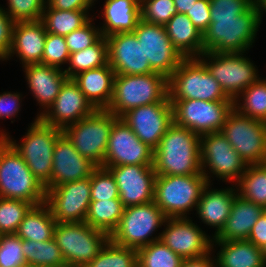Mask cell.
<instances>
[{
  "label": "cell",
  "mask_w": 266,
  "mask_h": 267,
  "mask_svg": "<svg viewBox=\"0 0 266 267\" xmlns=\"http://www.w3.org/2000/svg\"><path fill=\"white\" fill-rule=\"evenodd\" d=\"M168 97L170 101H233L197 58L184 59L168 78Z\"/></svg>",
  "instance_id": "cell-6"
},
{
  "label": "cell",
  "mask_w": 266,
  "mask_h": 267,
  "mask_svg": "<svg viewBox=\"0 0 266 267\" xmlns=\"http://www.w3.org/2000/svg\"><path fill=\"white\" fill-rule=\"evenodd\" d=\"M165 220L166 216L154 201L125 207L119 225L111 233L110 239L118 245L138 250L160 240V235L152 237V234L164 225Z\"/></svg>",
  "instance_id": "cell-10"
},
{
  "label": "cell",
  "mask_w": 266,
  "mask_h": 267,
  "mask_svg": "<svg viewBox=\"0 0 266 267\" xmlns=\"http://www.w3.org/2000/svg\"><path fill=\"white\" fill-rule=\"evenodd\" d=\"M194 26L203 34L210 24V0H198L185 13Z\"/></svg>",
  "instance_id": "cell-50"
},
{
  "label": "cell",
  "mask_w": 266,
  "mask_h": 267,
  "mask_svg": "<svg viewBox=\"0 0 266 267\" xmlns=\"http://www.w3.org/2000/svg\"><path fill=\"white\" fill-rule=\"evenodd\" d=\"M22 251L26 264L36 267H58L66 264L56 240L33 241L22 239Z\"/></svg>",
  "instance_id": "cell-36"
},
{
  "label": "cell",
  "mask_w": 266,
  "mask_h": 267,
  "mask_svg": "<svg viewBox=\"0 0 266 267\" xmlns=\"http://www.w3.org/2000/svg\"><path fill=\"white\" fill-rule=\"evenodd\" d=\"M264 212V207L244 200L237 194L234 197L231 212L225 226L212 240H247L253 225Z\"/></svg>",
  "instance_id": "cell-28"
},
{
  "label": "cell",
  "mask_w": 266,
  "mask_h": 267,
  "mask_svg": "<svg viewBox=\"0 0 266 267\" xmlns=\"http://www.w3.org/2000/svg\"><path fill=\"white\" fill-rule=\"evenodd\" d=\"M47 3L57 10H90L96 0H46Z\"/></svg>",
  "instance_id": "cell-52"
},
{
  "label": "cell",
  "mask_w": 266,
  "mask_h": 267,
  "mask_svg": "<svg viewBox=\"0 0 266 267\" xmlns=\"http://www.w3.org/2000/svg\"><path fill=\"white\" fill-rule=\"evenodd\" d=\"M250 242L259 248H263L266 244V211L259 217L253 225L251 233L248 237Z\"/></svg>",
  "instance_id": "cell-53"
},
{
  "label": "cell",
  "mask_w": 266,
  "mask_h": 267,
  "mask_svg": "<svg viewBox=\"0 0 266 267\" xmlns=\"http://www.w3.org/2000/svg\"><path fill=\"white\" fill-rule=\"evenodd\" d=\"M262 165L266 168V161L264 163H262Z\"/></svg>",
  "instance_id": "cell-61"
},
{
  "label": "cell",
  "mask_w": 266,
  "mask_h": 267,
  "mask_svg": "<svg viewBox=\"0 0 266 267\" xmlns=\"http://www.w3.org/2000/svg\"><path fill=\"white\" fill-rule=\"evenodd\" d=\"M52 160V173L44 185L45 189L86 179L97 167L88 158L81 156L63 133L56 140Z\"/></svg>",
  "instance_id": "cell-23"
},
{
  "label": "cell",
  "mask_w": 266,
  "mask_h": 267,
  "mask_svg": "<svg viewBox=\"0 0 266 267\" xmlns=\"http://www.w3.org/2000/svg\"><path fill=\"white\" fill-rule=\"evenodd\" d=\"M156 175H198L202 173L200 135L173 123L154 150Z\"/></svg>",
  "instance_id": "cell-1"
},
{
  "label": "cell",
  "mask_w": 266,
  "mask_h": 267,
  "mask_svg": "<svg viewBox=\"0 0 266 267\" xmlns=\"http://www.w3.org/2000/svg\"><path fill=\"white\" fill-rule=\"evenodd\" d=\"M200 154L202 174L208 183L215 175L219 180L236 184L248 166L220 131L200 136Z\"/></svg>",
  "instance_id": "cell-13"
},
{
  "label": "cell",
  "mask_w": 266,
  "mask_h": 267,
  "mask_svg": "<svg viewBox=\"0 0 266 267\" xmlns=\"http://www.w3.org/2000/svg\"><path fill=\"white\" fill-rule=\"evenodd\" d=\"M54 239L66 264L86 266L99 254L110 235L86 222H56Z\"/></svg>",
  "instance_id": "cell-11"
},
{
  "label": "cell",
  "mask_w": 266,
  "mask_h": 267,
  "mask_svg": "<svg viewBox=\"0 0 266 267\" xmlns=\"http://www.w3.org/2000/svg\"><path fill=\"white\" fill-rule=\"evenodd\" d=\"M233 108L239 114L266 122V79L259 78L241 92L233 101Z\"/></svg>",
  "instance_id": "cell-37"
},
{
  "label": "cell",
  "mask_w": 266,
  "mask_h": 267,
  "mask_svg": "<svg viewBox=\"0 0 266 267\" xmlns=\"http://www.w3.org/2000/svg\"><path fill=\"white\" fill-rule=\"evenodd\" d=\"M102 36L133 32L141 19L140 4L135 0H106L103 6Z\"/></svg>",
  "instance_id": "cell-31"
},
{
  "label": "cell",
  "mask_w": 266,
  "mask_h": 267,
  "mask_svg": "<svg viewBox=\"0 0 266 267\" xmlns=\"http://www.w3.org/2000/svg\"><path fill=\"white\" fill-rule=\"evenodd\" d=\"M24 69L31 94L44 109L37 114L39 118L53 104L68 77L63 69L41 63L24 66Z\"/></svg>",
  "instance_id": "cell-25"
},
{
  "label": "cell",
  "mask_w": 266,
  "mask_h": 267,
  "mask_svg": "<svg viewBox=\"0 0 266 267\" xmlns=\"http://www.w3.org/2000/svg\"><path fill=\"white\" fill-rule=\"evenodd\" d=\"M157 102H170L168 79L160 73L116 74L113 96L106 110L121 118L131 109Z\"/></svg>",
  "instance_id": "cell-4"
},
{
  "label": "cell",
  "mask_w": 266,
  "mask_h": 267,
  "mask_svg": "<svg viewBox=\"0 0 266 267\" xmlns=\"http://www.w3.org/2000/svg\"><path fill=\"white\" fill-rule=\"evenodd\" d=\"M174 123L198 135L221 131L233 101L178 100L170 101Z\"/></svg>",
  "instance_id": "cell-14"
},
{
  "label": "cell",
  "mask_w": 266,
  "mask_h": 267,
  "mask_svg": "<svg viewBox=\"0 0 266 267\" xmlns=\"http://www.w3.org/2000/svg\"><path fill=\"white\" fill-rule=\"evenodd\" d=\"M208 184L204 175H156L154 203L166 218H187Z\"/></svg>",
  "instance_id": "cell-5"
},
{
  "label": "cell",
  "mask_w": 266,
  "mask_h": 267,
  "mask_svg": "<svg viewBox=\"0 0 266 267\" xmlns=\"http://www.w3.org/2000/svg\"><path fill=\"white\" fill-rule=\"evenodd\" d=\"M55 227L54 216L44 202L29 209L15 234L23 240L48 241L54 238Z\"/></svg>",
  "instance_id": "cell-32"
},
{
  "label": "cell",
  "mask_w": 266,
  "mask_h": 267,
  "mask_svg": "<svg viewBox=\"0 0 266 267\" xmlns=\"http://www.w3.org/2000/svg\"><path fill=\"white\" fill-rule=\"evenodd\" d=\"M95 110L74 80L68 78L53 104L39 119L45 124L63 130L66 126L91 115Z\"/></svg>",
  "instance_id": "cell-21"
},
{
  "label": "cell",
  "mask_w": 266,
  "mask_h": 267,
  "mask_svg": "<svg viewBox=\"0 0 266 267\" xmlns=\"http://www.w3.org/2000/svg\"><path fill=\"white\" fill-rule=\"evenodd\" d=\"M22 239L16 234L0 235V267H24Z\"/></svg>",
  "instance_id": "cell-45"
},
{
  "label": "cell",
  "mask_w": 266,
  "mask_h": 267,
  "mask_svg": "<svg viewBox=\"0 0 266 267\" xmlns=\"http://www.w3.org/2000/svg\"><path fill=\"white\" fill-rule=\"evenodd\" d=\"M137 1L139 4H141L144 0H135Z\"/></svg>",
  "instance_id": "cell-59"
},
{
  "label": "cell",
  "mask_w": 266,
  "mask_h": 267,
  "mask_svg": "<svg viewBox=\"0 0 266 267\" xmlns=\"http://www.w3.org/2000/svg\"><path fill=\"white\" fill-rule=\"evenodd\" d=\"M21 94L18 92H3L0 94V119L2 118H10L13 117L19 113L21 110Z\"/></svg>",
  "instance_id": "cell-51"
},
{
  "label": "cell",
  "mask_w": 266,
  "mask_h": 267,
  "mask_svg": "<svg viewBox=\"0 0 266 267\" xmlns=\"http://www.w3.org/2000/svg\"><path fill=\"white\" fill-rule=\"evenodd\" d=\"M104 168L113 175L124 207L154 201L156 173L153 166L121 165Z\"/></svg>",
  "instance_id": "cell-20"
},
{
  "label": "cell",
  "mask_w": 266,
  "mask_h": 267,
  "mask_svg": "<svg viewBox=\"0 0 266 267\" xmlns=\"http://www.w3.org/2000/svg\"><path fill=\"white\" fill-rule=\"evenodd\" d=\"M154 150L140 141L133 130L118 118L110 131L102 167L121 165L153 166Z\"/></svg>",
  "instance_id": "cell-17"
},
{
  "label": "cell",
  "mask_w": 266,
  "mask_h": 267,
  "mask_svg": "<svg viewBox=\"0 0 266 267\" xmlns=\"http://www.w3.org/2000/svg\"><path fill=\"white\" fill-rule=\"evenodd\" d=\"M124 208L120 199L91 201L85 222L111 235L119 225Z\"/></svg>",
  "instance_id": "cell-34"
},
{
  "label": "cell",
  "mask_w": 266,
  "mask_h": 267,
  "mask_svg": "<svg viewBox=\"0 0 266 267\" xmlns=\"http://www.w3.org/2000/svg\"><path fill=\"white\" fill-rule=\"evenodd\" d=\"M212 184L208 183L200 196L197 203L196 211L199 218L204 224L215 228L214 238L217 236L226 224L234 197L237 195V189L229 187L222 189H213ZM210 187V188H209ZM212 188V189H211Z\"/></svg>",
  "instance_id": "cell-26"
},
{
  "label": "cell",
  "mask_w": 266,
  "mask_h": 267,
  "mask_svg": "<svg viewBox=\"0 0 266 267\" xmlns=\"http://www.w3.org/2000/svg\"><path fill=\"white\" fill-rule=\"evenodd\" d=\"M198 0H174L177 13L185 14Z\"/></svg>",
  "instance_id": "cell-55"
},
{
  "label": "cell",
  "mask_w": 266,
  "mask_h": 267,
  "mask_svg": "<svg viewBox=\"0 0 266 267\" xmlns=\"http://www.w3.org/2000/svg\"><path fill=\"white\" fill-rule=\"evenodd\" d=\"M115 75L107 64L81 72L72 79L95 109H107L113 96Z\"/></svg>",
  "instance_id": "cell-27"
},
{
  "label": "cell",
  "mask_w": 266,
  "mask_h": 267,
  "mask_svg": "<svg viewBox=\"0 0 266 267\" xmlns=\"http://www.w3.org/2000/svg\"><path fill=\"white\" fill-rule=\"evenodd\" d=\"M121 119L135 135L155 150L163 135L174 123L171 102H157L139 106L126 112Z\"/></svg>",
  "instance_id": "cell-18"
},
{
  "label": "cell",
  "mask_w": 266,
  "mask_h": 267,
  "mask_svg": "<svg viewBox=\"0 0 266 267\" xmlns=\"http://www.w3.org/2000/svg\"><path fill=\"white\" fill-rule=\"evenodd\" d=\"M262 252H263L264 257H265V259H266V244H265V246L262 248Z\"/></svg>",
  "instance_id": "cell-58"
},
{
  "label": "cell",
  "mask_w": 266,
  "mask_h": 267,
  "mask_svg": "<svg viewBox=\"0 0 266 267\" xmlns=\"http://www.w3.org/2000/svg\"><path fill=\"white\" fill-rule=\"evenodd\" d=\"M58 267H85V266H80V265H75V264H64Z\"/></svg>",
  "instance_id": "cell-57"
},
{
  "label": "cell",
  "mask_w": 266,
  "mask_h": 267,
  "mask_svg": "<svg viewBox=\"0 0 266 267\" xmlns=\"http://www.w3.org/2000/svg\"><path fill=\"white\" fill-rule=\"evenodd\" d=\"M92 22L93 18L82 27L64 36L70 54L92 46L102 37L100 28L98 26L96 28Z\"/></svg>",
  "instance_id": "cell-47"
},
{
  "label": "cell",
  "mask_w": 266,
  "mask_h": 267,
  "mask_svg": "<svg viewBox=\"0 0 266 267\" xmlns=\"http://www.w3.org/2000/svg\"><path fill=\"white\" fill-rule=\"evenodd\" d=\"M62 130L35 118L22 142L8 138V143L24 159L32 174L44 186L51 177L53 151Z\"/></svg>",
  "instance_id": "cell-7"
},
{
  "label": "cell",
  "mask_w": 266,
  "mask_h": 267,
  "mask_svg": "<svg viewBox=\"0 0 266 267\" xmlns=\"http://www.w3.org/2000/svg\"><path fill=\"white\" fill-rule=\"evenodd\" d=\"M117 119L106 109H96L91 115L66 126L62 133L81 156L96 166H103L110 131Z\"/></svg>",
  "instance_id": "cell-8"
},
{
  "label": "cell",
  "mask_w": 266,
  "mask_h": 267,
  "mask_svg": "<svg viewBox=\"0 0 266 267\" xmlns=\"http://www.w3.org/2000/svg\"><path fill=\"white\" fill-rule=\"evenodd\" d=\"M88 14V10H57L46 2L41 21L48 33L66 36L85 25L91 19Z\"/></svg>",
  "instance_id": "cell-33"
},
{
  "label": "cell",
  "mask_w": 266,
  "mask_h": 267,
  "mask_svg": "<svg viewBox=\"0 0 266 267\" xmlns=\"http://www.w3.org/2000/svg\"><path fill=\"white\" fill-rule=\"evenodd\" d=\"M8 8H4L8 16L16 22L41 20L46 0H7Z\"/></svg>",
  "instance_id": "cell-43"
},
{
  "label": "cell",
  "mask_w": 266,
  "mask_h": 267,
  "mask_svg": "<svg viewBox=\"0 0 266 267\" xmlns=\"http://www.w3.org/2000/svg\"><path fill=\"white\" fill-rule=\"evenodd\" d=\"M108 64V43L106 37L102 36L95 44L83 50L71 53L68 67L63 69L68 78Z\"/></svg>",
  "instance_id": "cell-35"
},
{
  "label": "cell",
  "mask_w": 266,
  "mask_h": 267,
  "mask_svg": "<svg viewBox=\"0 0 266 267\" xmlns=\"http://www.w3.org/2000/svg\"><path fill=\"white\" fill-rule=\"evenodd\" d=\"M213 245L220 246L215 259L216 267H266L262 249L249 240H212L211 251L214 250Z\"/></svg>",
  "instance_id": "cell-29"
},
{
  "label": "cell",
  "mask_w": 266,
  "mask_h": 267,
  "mask_svg": "<svg viewBox=\"0 0 266 267\" xmlns=\"http://www.w3.org/2000/svg\"><path fill=\"white\" fill-rule=\"evenodd\" d=\"M255 3L258 6L259 18L262 22L263 12L266 13V0H255Z\"/></svg>",
  "instance_id": "cell-56"
},
{
  "label": "cell",
  "mask_w": 266,
  "mask_h": 267,
  "mask_svg": "<svg viewBox=\"0 0 266 267\" xmlns=\"http://www.w3.org/2000/svg\"><path fill=\"white\" fill-rule=\"evenodd\" d=\"M140 13L141 19L148 23L165 25L177 11L174 0H144Z\"/></svg>",
  "instance_id": "cell-44"
},
{
  "label": "cell",
  "mask_w": 266,
  "mask_h": 267,
  "mask_svg": "<svg viewBox=\"0 0 266 267\" xmlns=\"http://www.w3.org/2000/svg\"><path fill=\"white\" fill-rule=\"evenodd\" d=\"M220 132L247 165L266 161V122L239 114L233 108Z\"/></svg>",
  "instance_id": "cell-12"
},
{
  "label": "cell",
  "mask_w": 266,
  "mask_h": 267,
  "mask_svg": "<svg viewBox=\"0 0 266 267\" xmlns=\"http://www.w3.org/2000/svg\"><path fill=\"white\" fill-rule=\"evenodd\" d=\"M91 201L119 199L118 186L111 172L97 166L91 173Z\"/></svg>",
  "instance_id": "cell-42"
},
{
  "label": "cell",
  "mask_w": 266,
  "mask_h": 267,
  "mask_svg": "<svg viewBox=\"0 0 266 267\" xmlns=\"http://www.w3.org/2000/svg\"><path fill=\"white\" fill-rule=\"evenodd\" d=\"M70 52L64 36L47 32L44 44L42 64L62 69L61 65L69 61Z\"/></svg>",
  "instance_id": "cell-46"
},
{
  "label": "cell",
  "mask_w": 266,
  "mask_h": 267,
  "mask_svg": "<svg viewBox=\"0 0 266 267\" xmlns=\"http://www.w3.org/2000/svg\"><path fill=\"white\" fill-rule=\"evenodd\" d=\"M108 64L115 74L144 75L154 73L145 59L142 45L133 32L114 33L106 37Z\"/></svg>",
  "instance_id": "cell-22"
},
{
  "label": "cell",
  "mask_w": 266,
  "mask_h": 267,
  "mask_svg": "<svg viewBox=\"0 0 266 267\" xmlns=\"http://www.w3.org/2000/svg\"><path fill=\"white\" fill-rule=\"evenodd\" d=\"M45 190L46 203L56 222H85L91 202V176Z\"/></svg>",
  "instance_id": "cell-16"
},
{
  "label": "cell",
  "mask_w": 266,
  "mask_h": 267,
  "mask_svg": "<svg viewBox=\"0 0 266 267\" xmlns=\"http://www.w3.org/2000/svg\"><path fill=\"white\" fill-rule=\"evenodd\" d=\"M14 25L15 22L0 6V60L2 61L6 60L8 57L12 43Z\"/></svg>",
  "instance_id": "cell-49"
},
{
  "label": "cell",
  "mask_w": 266,
  "mask_h": 267,
  "mask_svg": "<svg viewBox=\"0 0 266 267\" xmlns=\"http://www.w3.org/2000/svg\"><path fill=\"white\" fill-rule=\"evenodd\" d=\"M85 267H138V253L136 249L118 245L109 239Z\"/></svg>",
  "instance_id": "cell-39"
},
{
  "label": "cell",
  "mask_w": 266,
  "mask_h": 267,
  "mask_svg": "<svg viewBox=\"0 0 266 267\" xmlns=\"http://www.w3.org/2000/svg\"><path fill=\"white\" fill-rule=\"evenodd\" d=\"M243 55V52H204L197 57L209 74L217 80L227 97L233 101L260 78L256 65Z\"/></svg>",
  "instance_id": "cell-9"
},
{
  "label": "cell",
  "mask_w": 266,
  "mask_h": 267,
  "mask_svg": "<svg viewBox=\"0 0 266 267\" xmlns=\"http://www.w3.org/2000/svg\"><path fill=\"white\" fill-rule=\"evenodd\" d=\"M24 267H36V266H31V265H25Z\"/></svg>",
  "instance_id": "cell-60"
},
{
  "label": "cell",
  "mask_w": 266,
  "mask_h": 267,
  "mask_svg": "<svg viewBox=\"0 0 266 267\" xmlns=\"http://www.w3.org/2000/svg\"><path fill=\"white\" fill-rule=\"evenodd\" d=\"M260 24L256 3L234 18H210L209 27L203 33L204 52L246 53L255 42Z\"/></svg>",
  "instance_id": "cell-2"
},
{
  "label": "cell",
  "mask_w": 266,
  "mask_h": 267,
  "mask_svg": "<svg viewBox=\"0 0 266 267\" xmlns=\"http://www.w3.org/2000/svg\"><path fill=\"white\" fill-rule=\"evenodd\" d=\"M164 26L174 48L184 59L204 53L203 34L186 14L176 13Z\"/></svg>",
  "instance_id": "cell-30"
},
{
  "label": "cell",
  "mask_w": 266,
  "mask_h": 267,
  "mask_svg": "<svg viewBox=\"0 0 266 267\" xmlns=\"http://www.w3.org/2000/svg\"><path fill=\"white\" fill-rule=\"evenodd\" d=\"M212 252L197 258H184L181 267H216L215 257L211 258Z\"/></svg>",
  "instance_id": "cell-54"
},
{
  "label": "cell",
  "mask_w": 266,
  "mask_h": 267,
  "mask_svg": "<svg viewBox=\"0 0 266 267\" xmlns=\"http://www.w3.org/2000/svg\"><path fill=\"white\" fill-rule=\"evenodd\" d=\"M236 185L240 197L266 209V168L262 164L248 165Z\"/></svg>",
  "instance_id": "cell-38"
},
{
  "label": "cell",
  "mask_w": 266,
  "mask_h": 267,
  "mask_svg": "<svg viewBox=\"0 0 266 267\" xmlns=\"http://www.w3.org/2000/svg\"><path fill=\"white\" fill-rule=\"evenodd\" d=\"M160 240L177 255L197 258L211 252L212 239L188 218H166Z\"/></svg>",
  "instance_id": "cell-19"
},
{
  "label": "cell",
  "mask_w": 266,
  "mask_h": 267,
  "mask_svg": "<svg viewBox=\"0 0 266 267\" xmlns=\"http://www.w3.org/2000/svg\"><path fill=\"white\" fill-rule=\"evenodd\" d=\"M138 267H181L183 258L161 240L153 241L137 250Z\"/></svg>",
  "instance_id": "cell-40"
},
{
  "label": "cell",
  "mask_w": 266,
  "mask_h": 267,
  "mask_svg": "<svg viewBox=\"0 0 266 267\" xmlns=\"http://www.w3.org/2000/svg\"><path fill=\"white\" fill-rule=\"evenodd\" d=\"M254 3L255 0H210V18H234Z\"/></svg>",
  "instance_id": "cell-48"
},
{
  "label": "cell",
  "mask_w": 266,
  "mask_h": 267,
  "mask_svg": "<svg viewBox=\"0 0 266 267\" xmlns=\"http://www.w3.org/2000/svg\"><path fill=\"white\" fill-rule=\"evenodd\" d=\"M47 31L41 20L16 22L13 28L11 48L8 57L16 54L22 66L42 64Z\"/></svg>",
  "instance_id": "cell-24"
},
{
  "label": "cell",
  "mask_w": 266,
  "mask_h": 267,
  "mask_svg": "<svg viewBox=\"0 0 266 267\" xmlns=\"http://www.w3.org/2000/svg\"><path fill=\"white\" fill-rule=\"evenodd\" d=\"M133 33L142 45L145 59L149 60L151 69L168 79L184 58L174 48L165 26L140 19Z\"/></svg>",
  "instance_id": "cell-15"
},
{
  "label": "cell",
  "mask_w": 266,
  "mask_h": 267,
  "mask_svg": "<svg viewBox=\"0 0 266 267\" xmlns=\"http://www.w3.org/2000/svg\"><path fill=\"white\" fill-rule=\"evenodd\" d=\"M32 206L28 201L0 197V235L15 234Z\"/></svg>",
  "instance_id": "cell-41"
},
{
  "label": "cell",
  "mask_w": 266,
  "mask_h": 267,
  "mask_svg": "<svg viewBox=\"0 0 266 267\" xmlns=\"http://www.w3.org/2000/svg\"><path fill=\"white\" fill-rule=\"evenodd\" d=\"M8 132L0 131V197L46 202V190L32 174L24 159L8 143Z\"/></svg>",
  "instance_id": "cell-3"
}]
</instances>
